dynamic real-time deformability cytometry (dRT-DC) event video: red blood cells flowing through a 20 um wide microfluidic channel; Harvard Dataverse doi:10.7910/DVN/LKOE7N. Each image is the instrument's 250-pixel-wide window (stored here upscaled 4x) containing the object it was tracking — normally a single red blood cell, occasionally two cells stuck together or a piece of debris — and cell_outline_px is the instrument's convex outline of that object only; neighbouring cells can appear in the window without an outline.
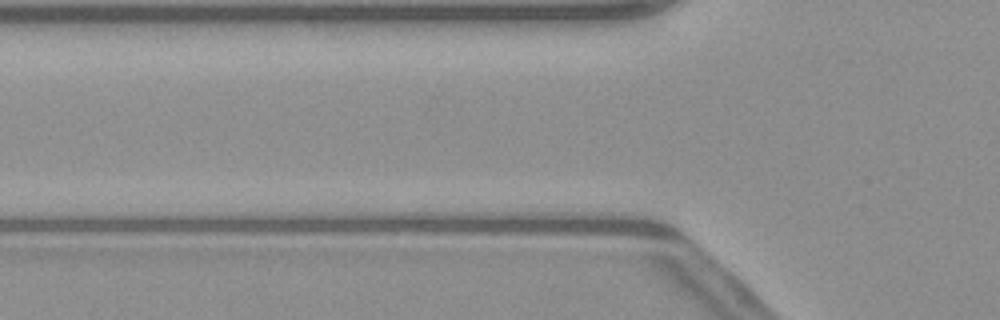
{"species": "common noctule bat (a hibernating species)", "species_latin": "Nyctalus noctula", "temperature_condition": "warm", "stored_images_in_passage": 3, "camera_frame_rate_fps": 3000, "um_per_image_px": 0.085, "animal": {"sex": "male", "body_mass_g": 23.1, "forearm_length_mm": 52.7}, "frame": {"image": 1, "passage_image": 2, "time_ms": 0.333, "image_size_px": [1000, 320], "cell_outline_px": [[664, 236], [652, 236], [556, 232], [564, 228], [608, 212], [628, 212]], "centroid_in_image_um": [52.1, 19.18], "position_along_channel_um": 73.7, "area_um2": 10.64}}